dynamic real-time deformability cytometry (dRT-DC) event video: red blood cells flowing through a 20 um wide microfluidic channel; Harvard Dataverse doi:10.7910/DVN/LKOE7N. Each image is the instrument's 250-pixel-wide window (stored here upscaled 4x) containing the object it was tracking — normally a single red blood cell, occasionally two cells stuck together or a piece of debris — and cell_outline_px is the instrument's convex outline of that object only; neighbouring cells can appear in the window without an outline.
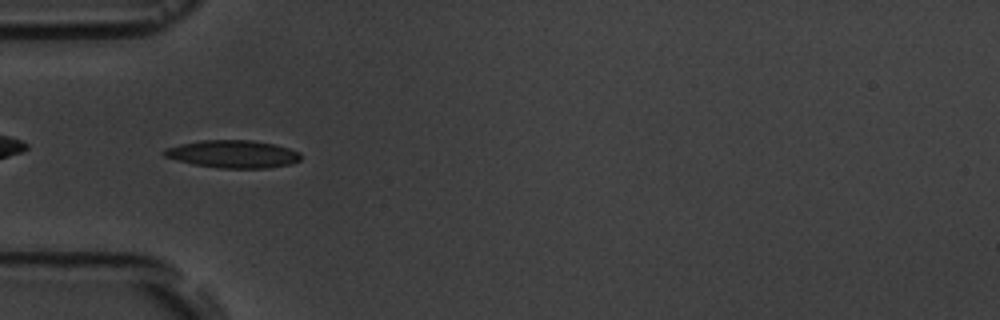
{"species": "common noctule bat (a hibernating species)", "species_latin": "Nyctalus noctula", "temperature_condition": "room temperature", "stored_images_in_passage": 8, "camera_frame_rate_fps": 3000, "um_per_image_px": 0.085, "animal": {"sex": "male", "body_mass_g": 19.5, "forearm_length_mm": 54.6}, "frame": {"image": 1, "passage_image": 6, "time_ms": 5.667, "image_size_px": [1000, 320], "cell_outline_px": [[300, 160], [292, 164], [268, 168], [220, 168], [192, 164], [176, 160], [164, 156], [160, 152], [164, 148], [180, 144], [204, 140], [252, 140], [276, 144], [300, 152]], "centroid_in_image_um": [19.78, 13.09], "position_along_channel_um": 65.2, "area_um2": 22.2}}
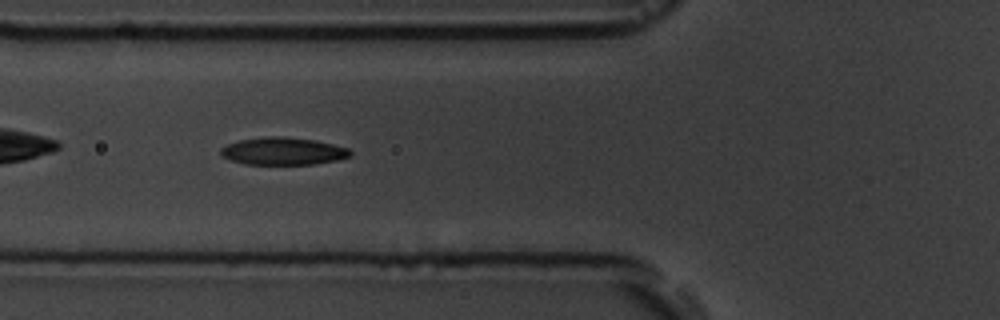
{"frame": {"image": 2, "passage_image": 7, "time_ms": 6.667, "image_size_px": [1000, 320], "cell_outline_px": [[352, 156], [336, 160], [312, 164], [244, 164], [232, 160], [224, 156], [220, 152], [220, 148], [228, 144], [240, 140], [264, 136], [284, 136], [316, 140], [348, 148], [352, 152]], "centroid_in_image_um": [24.08, 12.84], "position_along_channel_um": 101.7, "area_um2": 20.69}}
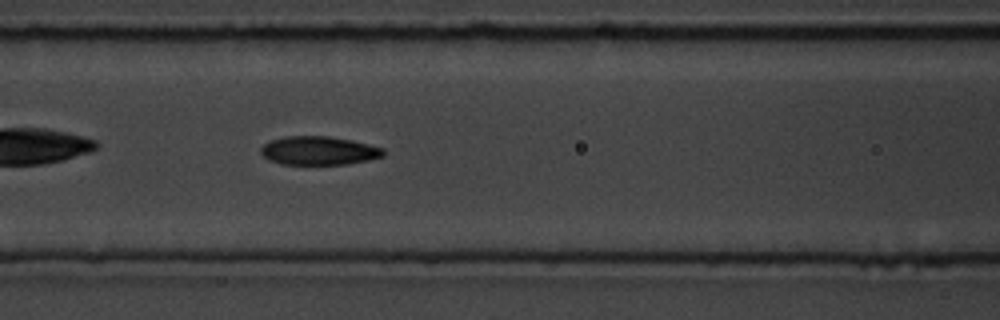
{"frame": {"image": 3, "passage_image": 8, "time_ms": 7.667, "image_size_px": [1000, 320], "cell_outline_px": [[384, 156], [368, 160], [348, 164], [280, 164], [268, 160], [260, 152], [260, 148], [268, 140], [284, 136], [328, 136], [352, 140], [384, 148]], "centroid_in_image_um": [27.07, 12.8], "position_along_channel_um": 139.5, "area_um2": 20.58}}